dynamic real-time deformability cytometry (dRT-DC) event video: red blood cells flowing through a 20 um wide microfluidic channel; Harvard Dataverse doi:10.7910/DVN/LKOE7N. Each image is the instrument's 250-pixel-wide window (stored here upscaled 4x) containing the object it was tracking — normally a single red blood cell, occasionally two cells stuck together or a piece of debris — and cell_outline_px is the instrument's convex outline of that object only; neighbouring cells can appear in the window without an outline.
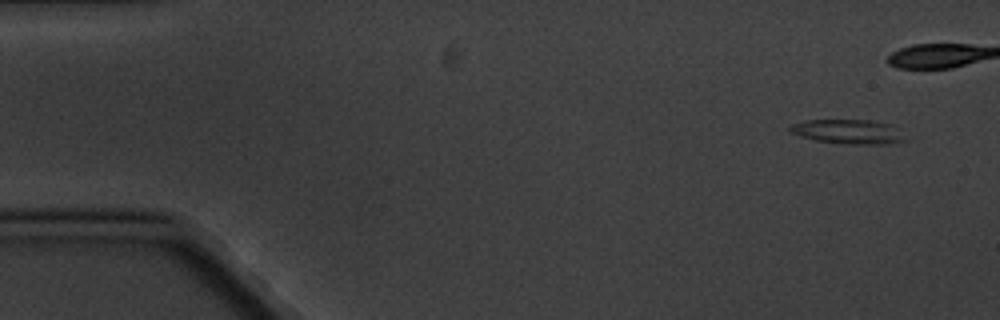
{"species": "common noctule bat (a hibernating species)", "species_latin": "Nyctalus noctula", "temperature_condition": "cold", "stored_images_in_passage": 6, "camera_frame_rate_fps": 3000, "um_per_image_px": 0.085, "animal": {"sex": "male", "body_mass_g": 20.1, "forearm_length_mm": 53.5}, "frame": {"image": 1, "passage_image": 1, "time_ms": 0.0, "image_size_px": [1000, 320], "cell_outline_px": [[904, 140], [884, 144], [848, 144], [816, 140], [788, 132], [788, 128], [792, 124], [804, 120], [872, 120], [892, 124]], "centroid_in_image_um": [72.02, 11.17], "position_along_channel_um": 13.0, "area_um2": 16.07}}
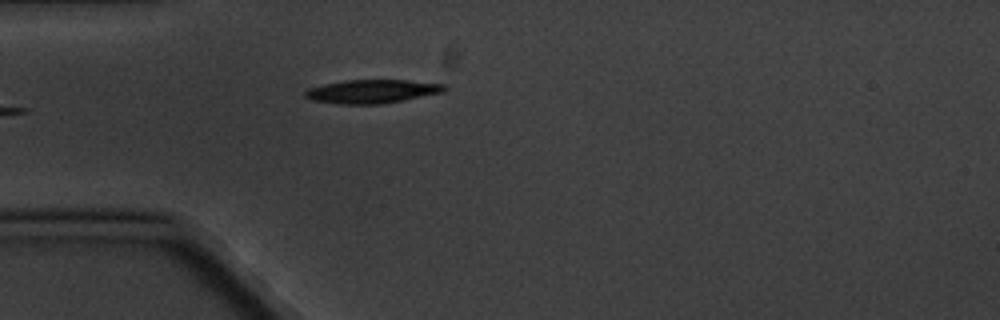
{"frame": {"image": 2, "passage_image": 6, "time_ms": 5.667, "image_size_px": [1000, 320], "cell_outline_px": [[448, 88], [444, 92], [380, 104], [336, 104], [312, 100], [304, 96], [304, 92], [308, 88], [324, 84], [344, 80], [408, 80], [444, 84]], "centroid_in_image_um": [31.6, 7.76], "position_along_channel_um": 53.4, "area_um2": 19.13}}